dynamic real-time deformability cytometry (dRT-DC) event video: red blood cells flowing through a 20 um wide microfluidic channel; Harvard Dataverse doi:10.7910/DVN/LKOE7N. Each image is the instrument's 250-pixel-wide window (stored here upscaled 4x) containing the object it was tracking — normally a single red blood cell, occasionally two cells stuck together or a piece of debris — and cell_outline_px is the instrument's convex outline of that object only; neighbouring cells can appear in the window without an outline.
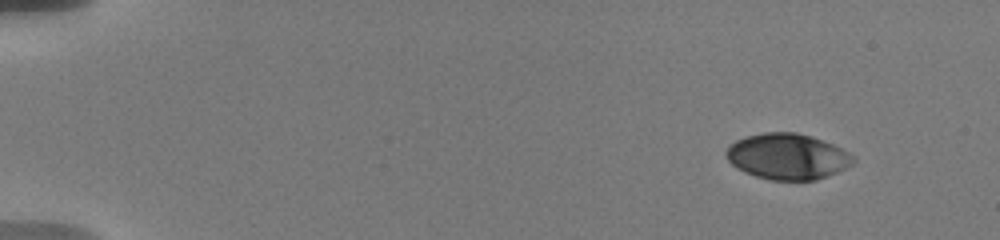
{"species": "human", "species_latin": "Homo sapiens", "temperature_condition": "warm", "stored_images_in_passage": 60, "camera_frame_rate_fps": 3000, "um_per_image_px": 0.085, "donor": {"sex": "male"}, "frame": {"image": 1, "passage_image": 1, "time_ms": 0.0, "image_size_px": [1000, 240], "cell_outline_px": [[856, 160], [852, 164], [836, 172], [816, 180], [772, 180], [756, 176], [744, 172], [736, 168], [728, 160], [724, 152], [728, 144], [744, 136], [764, 132], [796, 132], [812, 136], [832, 144], [848, 152]], "centroid_in_image_um": [66.88, 13.29], "position_along_channel_um": 18.1, "area_um2": 34.04}}
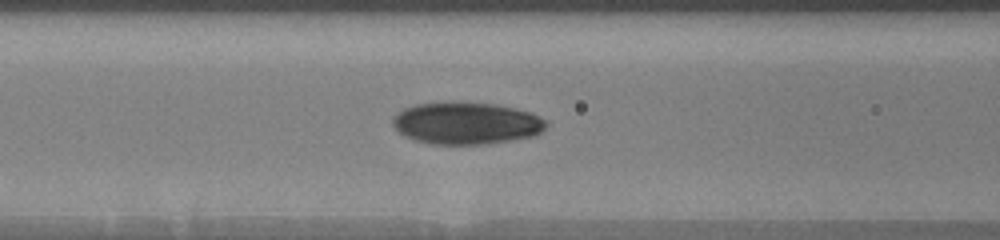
{"frame": {"image": 2, "passage_image": 18, "time_ms": 6.667, "image_size_px": [1000, 240], "cell_outline_px": [[548, 124], [536, 136], [488, 144], [432, 144], [416, 140], [404, 136], [392, 124], [392, 116], [396, 112], [404, 108], [416, 104], [448, 100], [496, 104], [516, 108], [532, 112], [548, 120]], "centroid_in_image_um": [39.65, 10.45], "position_along_channel_um": 127.0, "area_um2": 38.49}}
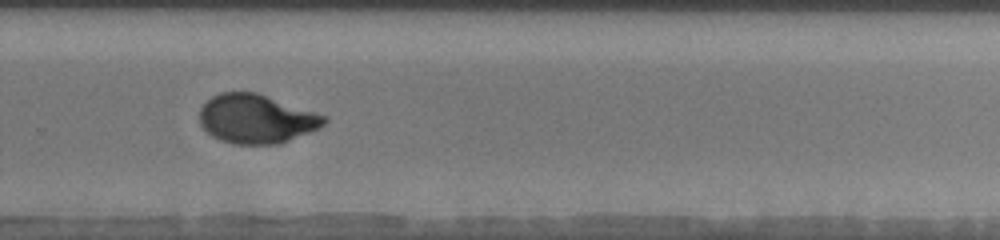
{"frame": {"image": 3, "passage_image": 39, "time_ms": 11.667, "image_size_px": [1000, 240], "cell_outline_px": [[328, 120], [324, 124], [308, 132], [280, 144], [232, 144], [220, 140], [212, 136], [200, 124], [200, 108], [212, 96], [220, 92], [256, 92], [328, 116]], "centroid_in_image_um": [21.78, 10.1], "position_along_channel_um": 308.0, "area_um2": 35.43}, "authors_computed_cell_mechanics": {"area_um2": 35.836, "velocity_mm_per_s": 3.6306, "shape_relaxation_time_tau1_ms": 6.4526, "shape_relaxation_time_tau2_ms": 0.9984, "deformation_change_tau1": 0.2111, "deformation_change_tau2": 0.0503}}